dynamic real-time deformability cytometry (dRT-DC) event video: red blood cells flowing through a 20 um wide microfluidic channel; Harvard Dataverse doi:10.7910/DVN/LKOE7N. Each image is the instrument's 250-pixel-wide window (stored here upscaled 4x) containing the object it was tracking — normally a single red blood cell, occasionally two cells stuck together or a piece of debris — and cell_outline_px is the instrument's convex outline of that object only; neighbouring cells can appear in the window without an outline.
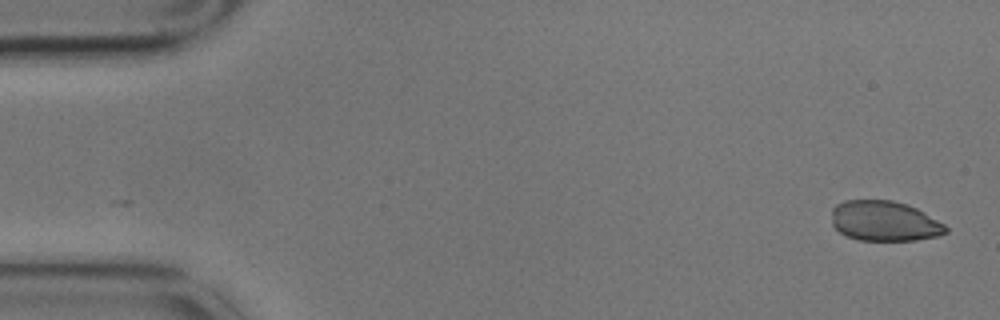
{"species": "common noctule bat (a hibernating species)", "species_latin": "Nyctalus noctula", "temperature_condition": "cold", "stored_images_in_passage": 58, "camera_frame_rate_fps": 3000, "um_per_image_px": 0.085, "animal": {"sex": "male", "body_mass_g": 17.9}, "frame": {"image": 1, "passage_image": 1, "time_ms": 0.0, "image_size_px": [1000, 320], "cell_outline_px": [[948, 232], [936, 236], [916, 240], [860, 240], [848, 236], [840, 232], [832, 224], [832, 208], [836, 204], [844, 200], [892, 200], [908, 204], [924, 212], [944, 224], [948, 228]], "centroid_in_image_um": [75.17, 18.78], "position_along_channel_um": 9.8, "area_um2": 26.7}}
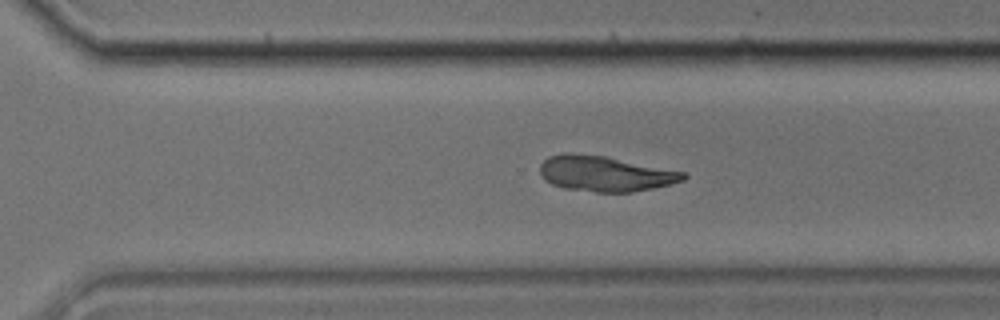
{"frame": {"image": 2, "passage_image": 39, "time_ms": 12.667, "image_size_px": [1000, 320], "cell_outline_px": [[688, 176], [684, 180], [652, 188], [632, 192], [596, 192], [564, 188], [552, 184], [544, 180], [540, 172], [540, 164], [548, 156], [568, 152], [572, 152], [604, 156], [684, 172]], "centroid_in_image_um": [51.38, 14.76], "position_along_channel_um": 319.2, "area_um2": 29.42}}
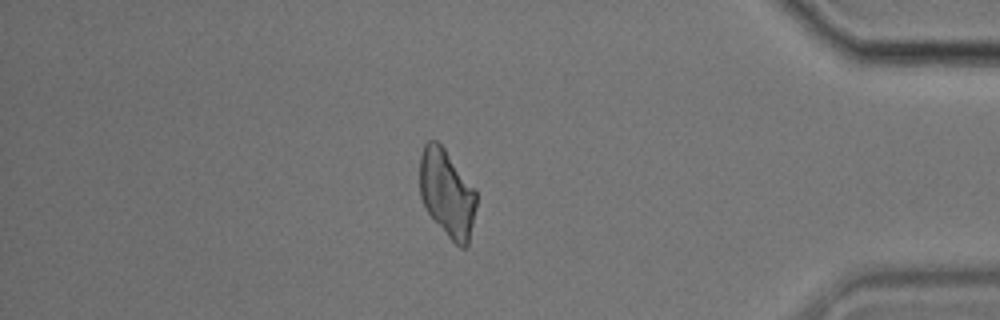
{"frame": {"image": 3, "passage_image": 49, "time_ms": 16.0, "image_size_px": [1000, 320], "cell_outline_px": [[476, 204], [468, 248], [460, 248], [448, 236], [428, 212], [420, 196], [420, 156], [424, 144], [428, 140], [436, 140], [444, 148], [476, 188]], "centroid_in_image_um": [38.01, 16.41], "position_along_channel_um": 397.2, "area_um2": 28.84}, "authors_computed_cell_mechanics": {"area_um2": 29.9693, "velocity_mm_per_s": 3.376, "shape_relaxation_time_tau1_ms": null, "shape_relaxation_time_tau2_ms": 6.0003, "deformation_change_tau1": null, "deformation_change_tau2": 0.0545}}